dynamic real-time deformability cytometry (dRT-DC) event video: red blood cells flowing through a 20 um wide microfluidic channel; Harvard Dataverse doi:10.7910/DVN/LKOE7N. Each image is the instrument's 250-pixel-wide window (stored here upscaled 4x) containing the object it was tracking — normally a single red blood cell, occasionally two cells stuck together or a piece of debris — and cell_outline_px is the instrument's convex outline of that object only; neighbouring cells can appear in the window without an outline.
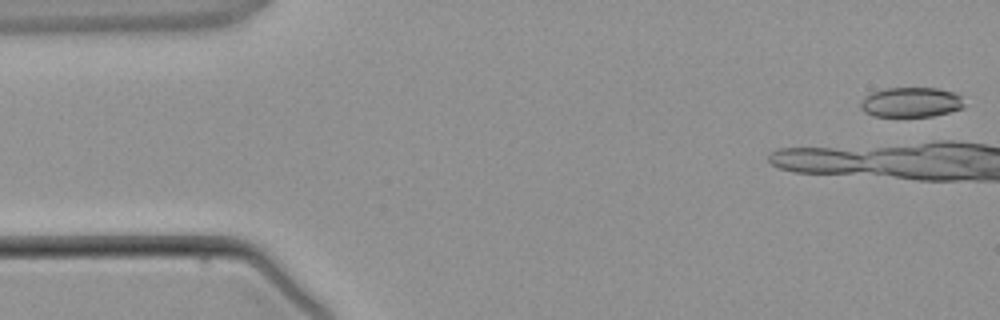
{"species": "common noctule bat (a hibernating species)", "species_latin": "Nyctalus noctula", "temperature_condition": "warm", "stored_images_in_passage": 6, "camera_frame_rate_fps": 3000, "um_per_image_px": 0.085, "animal": {"sex": "male", "body_mass_g": 21.5, "forearm_length_mm": 52.0}, "frame": {"image": 1, "passage_image": 1, "time_ms": 0.0, "image_size_px": [1000, 320], "cell_outline_px": [[964, 108], [932, 116], [872, 116], [864, 112], [860, 108], [860, 100], [864, 96], [872, 92], [884, 88], [936, 88], [956, 92], [964, 96]], "centroid_in_image_um": [77.45, 8.68], "position_along_channel_um": 7.6, "area_um2": 18.38}}